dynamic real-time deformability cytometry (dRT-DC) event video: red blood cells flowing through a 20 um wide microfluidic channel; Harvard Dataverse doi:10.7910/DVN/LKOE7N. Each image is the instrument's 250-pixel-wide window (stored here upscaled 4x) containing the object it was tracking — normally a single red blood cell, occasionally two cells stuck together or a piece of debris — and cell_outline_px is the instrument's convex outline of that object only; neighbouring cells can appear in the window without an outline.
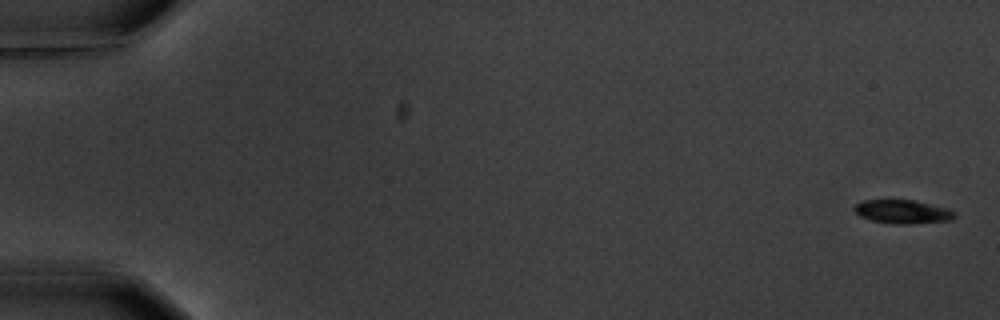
{"species": "common noctule bat (a hibernating species)", "species_latin": "Nyctalus noctula", "temperature_condition": "warm", "stored_images_in_passage": 7, "camera_frame_rate_fps": 3000, "um_per_image_px": 0.085, "animal": {"sex": "male", "body_mass_g": 20.1, "forearm_length_mm": 53.5}, "frame": {"image": 1, "passage_image": 1, "time_ms": 0.0, "image_size_px": [1000, 320], "cell_outline_px": [[956, 216], [952, 220], [912, 224], [892, 224], [872, 220], [860, 216], [852, 208], [860, 200], [916, 200], [948, 208], [956, 212]], "centroid_in_image_um": [76.75, 17.99], "position_along_channel_um": 8.3, "area_um2": 14.05}}
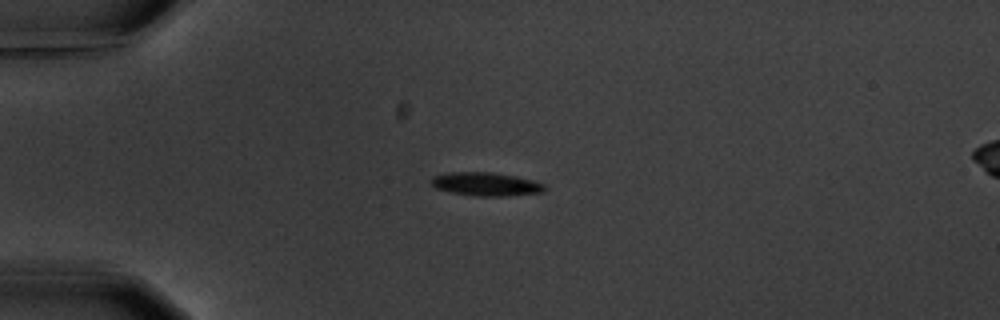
{"frame": {"image": 2, "passage_image": 5, "time_ms": 4.667, "image_size_px": [1000, 320], "cell_outline_px": [[548, 188], [544, 192], [504, 196], [476, 196], [452, 192], [436, 188], [432, 184], [432, 176], [448, 172], [492, 172], [516, 176], [536, 180], [544, 184]], "centroid_in_image_um": [41.37, 15.64], "position_along_channel_um": 43.6, "area_um2": 15.61}}
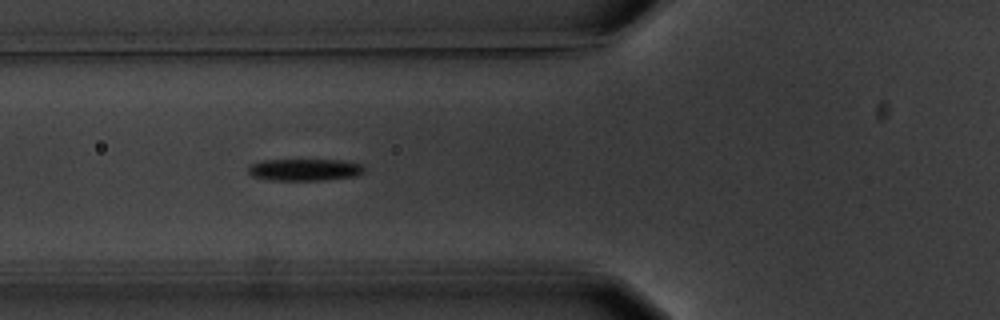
{"frame": {"image": 3, "passage_image": 7, "time_ms": 7.0, "image_size_px": [1000, 320], "cell_outline_px": [[364, 172], [356, 176], [324, 180], [268, 180], [252, 176], [248, 172], [248, 164], [264, 160], [340, 160], [364, 164]], "centroid_in_image_um": [25.89, 14.42], "position_along_channel_um": 99.9, "area_um2": 14.97}}